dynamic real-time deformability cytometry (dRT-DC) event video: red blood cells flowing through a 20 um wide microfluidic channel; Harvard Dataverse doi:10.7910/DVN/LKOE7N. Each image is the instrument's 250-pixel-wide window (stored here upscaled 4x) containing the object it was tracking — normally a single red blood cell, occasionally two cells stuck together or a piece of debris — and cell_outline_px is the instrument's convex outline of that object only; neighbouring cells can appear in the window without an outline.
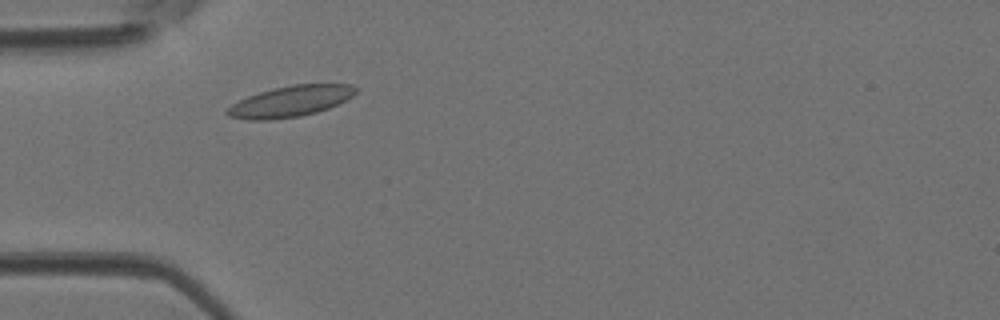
{"species": "Egyptian fruit bat (a non-hibernating species)", "species_latin": "Rousettus aegyptiacus", "temperature_condition": "room temperature", "stored_images_in_passage": 38, "camera_frame_rate_fps": 3000, "um_per_image_px": 0.085, "animal": {"sex": "female"}, "frame": {"image": 1, "passage_image": 6, "time_ms": 1.667, "image_size_px": [1000, 320], "cell_outline_px": [[360, 88], [352, 96], [328, 108], [316, 112], [300, 116], [268, 120], [248, 120], [228, 116], [224, 112], [232, 104], [248, 96], [272, 88], [292, 84], [352, 84]], "centroid_in_image_um": [24.69, 8.6], "position_along_channel_um": 60.3, "area_um2": 23.12}}
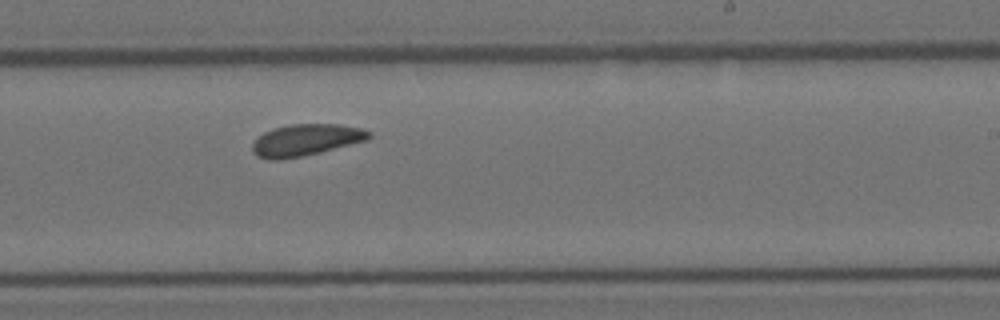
{"frame": {"image": 2, "passage_image": 20, "time_ms": 6.333, "image_size_px": [1000, 320], "cell_outline_px": [[372, 136], [368, 140], [320, 152], [280, 160], [268, 160], [256, 156], [252, 152], [252, 144], [264, 132], [272, 128], [292, 124], [340, 124], [360, 128], [372, 132]], "centroid_in_image_um": [26.0, 11.9], "position_along_channel_um": 263.0, "area_um2": 21.56}}
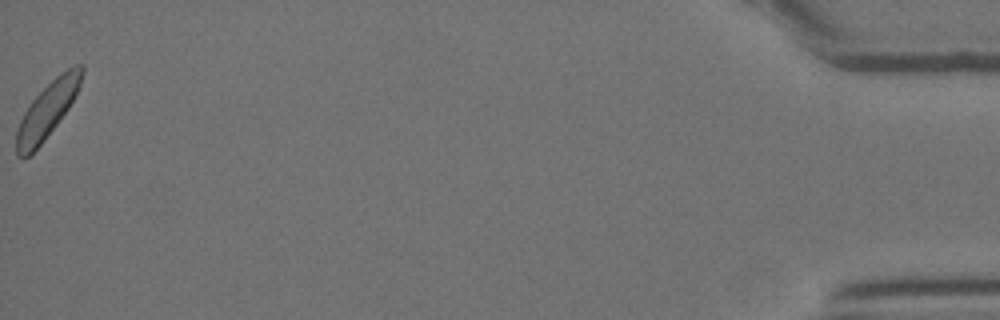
{"frame": {"image": 3, "passage_image": 38, "time_ms": 12.333, "image_size_px": [1000, 320], "cell_outline_px": [[84, 72], [80, 84], [68, 108], [44, 140], [24, 160], [16, 156], [16, 132], [20, 120], [24, 112], [32, 100], [60, 72], [76, 64], [84, 64]], "centroid_in_image_um": [4.0, 9.35], "position_along_channel_um": 431.2, "area_um2": 20.81}}